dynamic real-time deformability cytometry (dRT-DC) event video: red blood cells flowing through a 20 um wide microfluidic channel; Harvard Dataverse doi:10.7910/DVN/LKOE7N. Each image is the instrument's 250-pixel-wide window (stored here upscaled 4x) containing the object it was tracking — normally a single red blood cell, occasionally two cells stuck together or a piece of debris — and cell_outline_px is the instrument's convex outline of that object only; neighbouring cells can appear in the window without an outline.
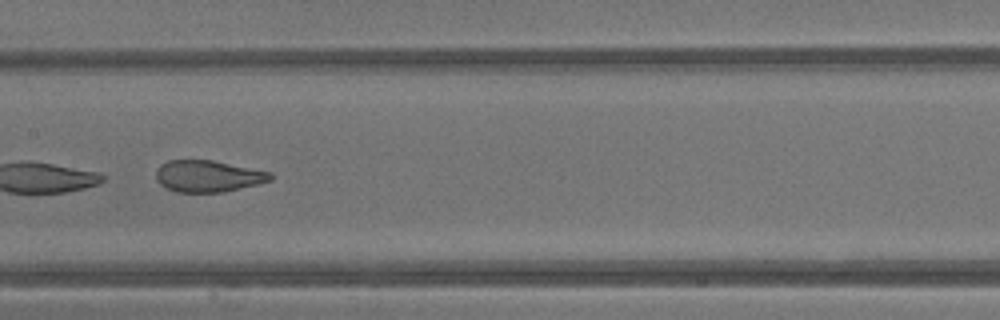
{"species": "common noctule bat (a hibernating species)", "species_latin": "Nyctalus noctula", "temperature_condition": "warm", "stored_images_in_passage": 29, "camera_frame_rate_fps": 3000, "um_per_image_px": 0.085, "animal": {"sex": "male", "body_mass_g": 13.3}, "frame": {"image": 1, "passage_image": 9, "time_ms": 2.667, "image_size_px": [1000, 320], "cell_outline_px": [[272, 180], [260, 184], [224, 192], [176, 192], [164, 188], [156, 180], [156, 168], [160, 164], [168, 160], [212, 160], [272, 172]], "centroid_in_image_um": [17.67, 14.98], "position_along_channel_um": 189.7, "area_um2": 21.39}, "authors_computed_cell_mechanics": {"area_um2": 21.7906, "velocity_mm_per_s": 4.8712, "shape_relaxation_time_tau1_ms": 6.2424, "shape_relaxation_time_tau2_ms": 0.9125, "deformation_change_tau1": 0.1696, "deformation_change_tau2": 0.0727}}